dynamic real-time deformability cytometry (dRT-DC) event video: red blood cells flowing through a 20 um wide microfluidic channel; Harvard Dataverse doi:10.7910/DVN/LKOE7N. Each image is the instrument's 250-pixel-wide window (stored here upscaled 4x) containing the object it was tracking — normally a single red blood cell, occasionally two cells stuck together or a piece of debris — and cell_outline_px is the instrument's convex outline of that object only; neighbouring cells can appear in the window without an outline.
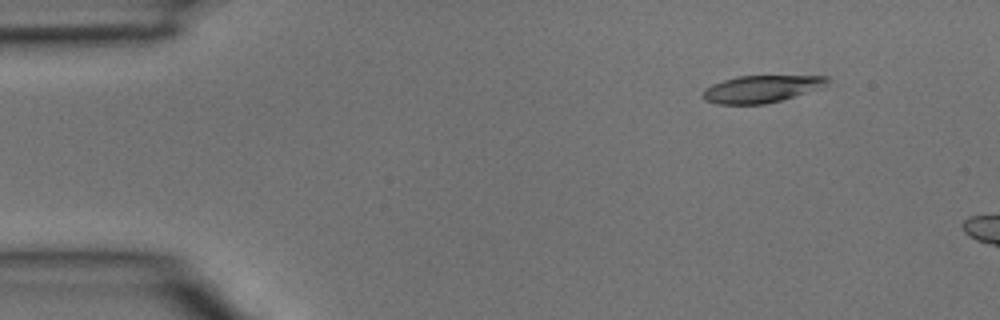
{"species": "common noctule bat (a hibernating species)", "species_latin": "Nyctalus noctula", "temperature_condition": "room temperature", "stored_images_in_passage": 3, "camera_frame_rate_fps": 3000, "um_per_image_px": 0.085, "animal": {"sex": "male", "body_mass_g": 15.6}, "frame": {"image": 1, "passage_image": 2, "time_ms": 0.333, "image_size_px": [1000, 320], "cell_outline_px": [[828, 84], [820, 88], [780, 100], [764, 104], [716, 104], [704, 100], [700, 96], [704, 88], [712, 84], [736, 76], [828, 76]], "centroid_in_image_um": [64.64, 7.56], "position_along_channel_um": 20.4, "area_um2": 19.65}}